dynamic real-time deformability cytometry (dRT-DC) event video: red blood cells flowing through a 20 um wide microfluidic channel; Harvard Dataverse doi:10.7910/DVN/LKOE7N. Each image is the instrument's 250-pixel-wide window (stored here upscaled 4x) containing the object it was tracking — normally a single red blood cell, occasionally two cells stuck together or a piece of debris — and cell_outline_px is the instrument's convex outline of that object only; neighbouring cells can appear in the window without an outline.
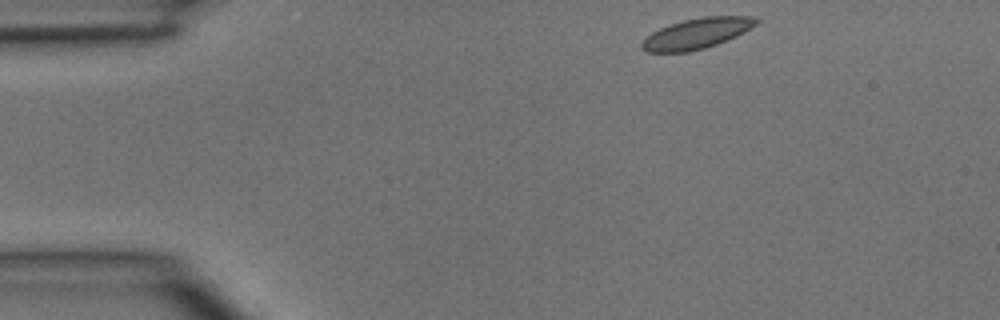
{"species": "common noctule bat (a hibernating species)", "species_latin": "Nyctalus noctula", "temperature_condition": "room temperature", "stored_images_in_passage": 3, "camera_frame_rate_fps": 3000, "um_per_image_px": 0.085, "animal": {"sex": "male", "body_mass_g": 15.6}, "frame": {"image": 1, "passage_image": 1, "time_ms": 0.0, "image_size_px": [1000, 320], "cell_outline_px": [[760, 20], [756, 24], [736, 36], [716, 44], [704, 48], [688, 52], [648, 52], [640, 48], [640, 44], [652, 32], [660, 28], [684, 20], [704, 16], [756, 16]], "centroid_in_image_um": [59.23, 2.84], "position_along_channel_um": 25.8, "area_um2": 20.11}}
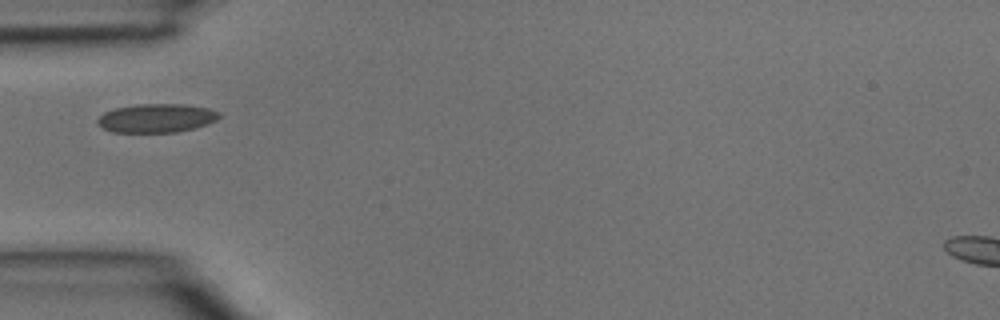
{"frame": {"image": 2, "passage_image": 3, "time_ms": 0.667, "image_size_px": [1000, 320], "cell_outline_px": [[220, 116], [216, 120], [208, 124], [176, 132], [112, 132], [100, 128], [96, 120], [104, 112], [116, 108], [136, 104], [184, 104], [208, 108], [220, 112]], "centroid_in_image_um": [13.28, 10.04], "position_along_channel_um": 71.7, "area_um2": 20.4}}